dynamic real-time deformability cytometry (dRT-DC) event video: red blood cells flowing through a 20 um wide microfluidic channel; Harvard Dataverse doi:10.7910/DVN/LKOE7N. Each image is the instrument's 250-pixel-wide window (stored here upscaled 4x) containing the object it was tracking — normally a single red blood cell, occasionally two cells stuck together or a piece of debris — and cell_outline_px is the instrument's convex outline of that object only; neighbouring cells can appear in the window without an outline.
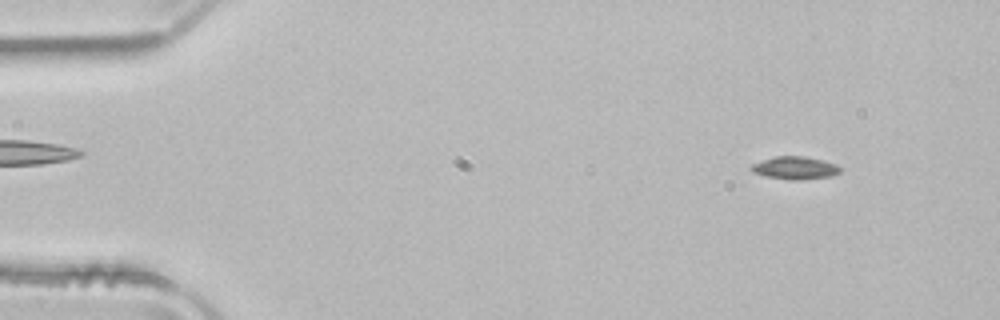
{"species": "common noctule bat (a hibernating species)", "species_latin": "Nyctalus noctula", "temperature_condition": "room temperature", "stored_images_in_passage": 16, "camera_frame_rate_fps": 3000, "um_per_image_px": 0.085, "animal": {"sex": "male", "body_mass_g": 21.5, "forearm_length_mm": 52.0}, "frame": {"image": 1, "passage_image": 5, "time_ms": 1.333, "image_size_px": [1000, 320], "cell_outline_px": [[840, 172], [832, 176], [800, 180], [796, 180], [764, 176], [752, 172], [748, 168], [752, 164], [776, 156], [804, 156], [824, 160], [836, 164], [840, 168]], "centroid_in_image_um": [67.57, 14.27], "position_along_channel_um": 17.4, "area_um2": 11.79}}
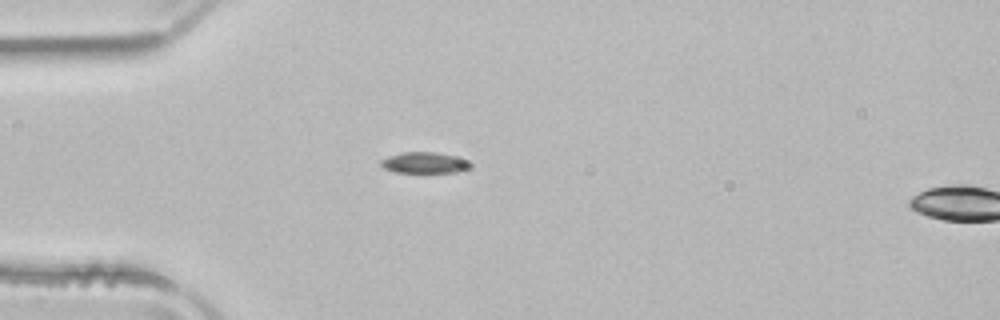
{"frame": {"image": 2, "passage_image": 14, "time_ms": 4.333, "image_size_px": [1000, 320], "cell_outline_px": [[472, 164], [468, 168], [456, 172], [396, 172], [384, 168], [380, 164], [380, 160], [388, 156], [404, 152], [436, 152], [456, 156], [468, 160]], "centroid_in_image_um": [36.08, 13.82], "position_along_channel_um": 48.9, "area_um2": 10.92}}